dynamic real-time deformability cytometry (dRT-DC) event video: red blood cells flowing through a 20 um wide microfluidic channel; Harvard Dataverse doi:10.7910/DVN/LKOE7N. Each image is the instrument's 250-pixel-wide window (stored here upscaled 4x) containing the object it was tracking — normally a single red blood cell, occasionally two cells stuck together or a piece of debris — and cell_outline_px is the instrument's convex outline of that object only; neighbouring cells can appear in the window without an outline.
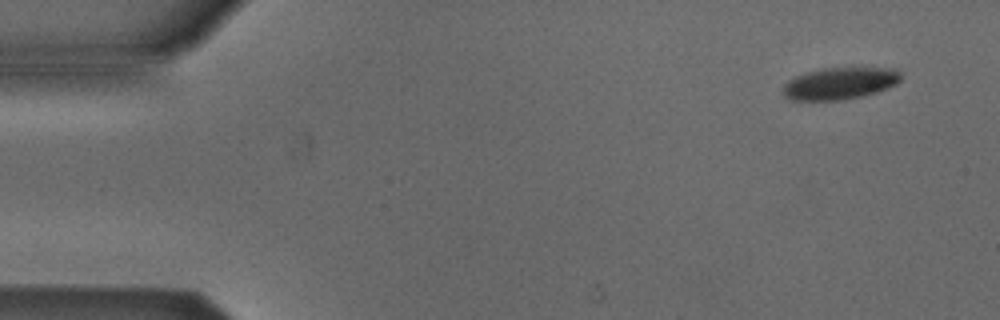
{"species": "Egyptian fruit bat (a non-hibernating species)", "species_latin": "Rousettus aegyptiacus", "temperature_condition": "cold", "stored_images_in_passage": 6, "camera_frame_rate_fps": 3000, "um_per_image_px": 0.085, "animal": {"sex": "male"}, "frame": {"image": 1, "passage_image": 1, "time_ms": 0.0, "image_size_px": [1000, 320], "cell_outline_px": [[900, 80], [896, 84], [888, 88], [864, 96], [840, 100], [792, 100], [784, 96], [784, 84], [788, 80], [804, 72], [820, 68], [896, 68], [900, 72]], "centroid_in_image_um": [71.39, 7.08], "position_along_channel_um": 13.6, "area_um2": 22.02}}
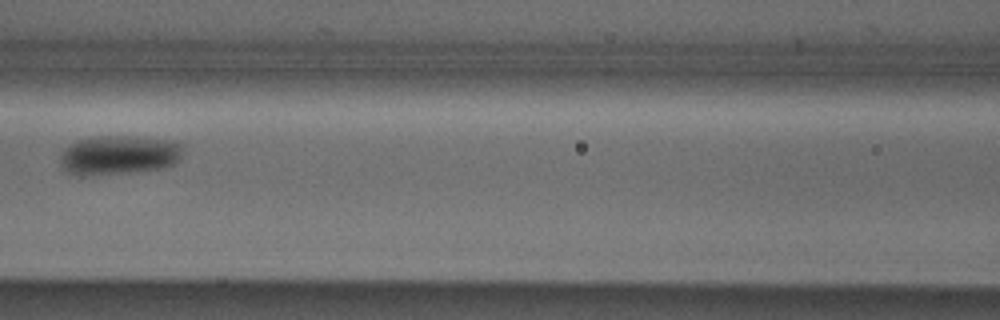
{"frame": {"image": 2, "passage_image": 6, "time_ms": 6.667, "image_size_px": [1000, 320], "cell_outline_px": [[184, 148], [180, 160], [176, 164], [164, 168], [136, 172], [84, 176], [80, 176], [68, 172], [60, 164], [60, 152], [64, 148], [76, 140], [96, 136], [136, 136], [168, 140], [184, 144]], "centroid_in_image_um": [10.13, 13.18], "position_along_channel_um": 156.5, "area_um2": 28.78}}